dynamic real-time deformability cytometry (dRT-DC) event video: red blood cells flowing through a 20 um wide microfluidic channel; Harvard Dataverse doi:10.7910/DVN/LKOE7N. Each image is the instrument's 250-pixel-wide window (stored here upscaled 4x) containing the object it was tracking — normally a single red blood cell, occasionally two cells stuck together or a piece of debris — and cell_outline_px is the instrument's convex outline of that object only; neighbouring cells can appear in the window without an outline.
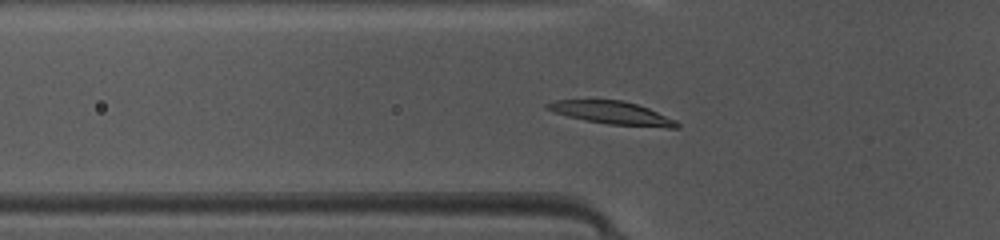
{"species": "common noctule bat (a hibernating species)", "species_latin": "Nyctalus noctula", "temperature_condition": "warm", "stored_images_in_passage": 40, "camera_frame_rate_fps": 3000, "um_per_image_px": 0.085, "animal": {"sex": "female", "body_mass_g": 10.0, "forearm_length_mm": 53.1}, "frame": {"image": 1, "passage_image": 9, "time_ms": 2.667, "image_size_px": [1000, 240], "cell_outline_px": [[680, 128], [668, 128], [608, 124], [584, 120], [552, 112], [544, 108], [544, 104], [556, 100], [624, 100], [648, 108], [676, 120], [680, 124]], "centroid_in_image_um": [52.02, 9.6], "position_along_channel_um": 73.8, "area_um2": 17.46}}
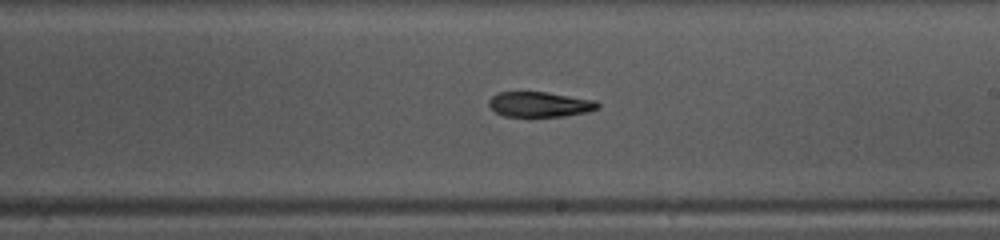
{"frame": {"image": 2, "passage_image": 21, "time_ms": 6.667, "image_size_px": [1000, 240], "cell_outline_px": [[600, 108], [588, 112], [564, 116], [504, 116], [496, 112], [488, 104], [488, 100], [492, 96], [500, 92], [548, 92], [596, 100], [600, 104]], "centroid_in_image_um": [45.92, 8.86], "position_along_channel_um": 243.1, "area_um2": 16.01}}
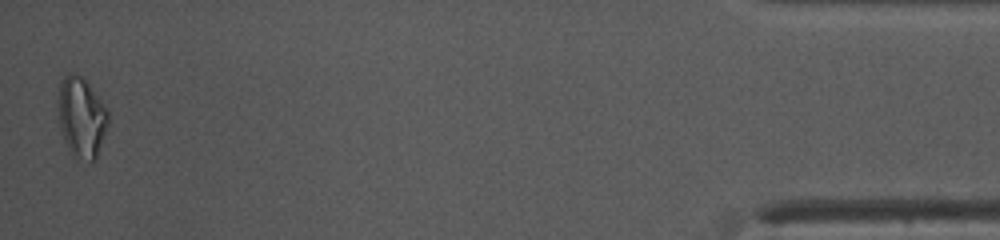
{"frame": {"image": 3, "passage_image": 40, "time_ms": 13.0, "image_size_px": [1000, 240], "cell_outline_px": [[108, 124], [96, 160], [92, 160], [72, 156], [64, 140], [60, 128], [56, 100], [60, 84], [64, 76], [68, 72], [76, 72], [88, 84], [108, 108]], "centroid_in_image_um": [6.9, 9.94], "position_along_channel_um": 428.3, "area_um2": 23.58}, "authors_computed_cell_mechanics": {"area_um2": 16.9354, "velocity_mm_per_s": 4.2086, "shape_relaxation_time_tau1_ms": null, "shape_relaxation_time_tau2_ms": 6.8668, "deformation_change_tau1": null, "deformation_change_tau2": 0.173}}